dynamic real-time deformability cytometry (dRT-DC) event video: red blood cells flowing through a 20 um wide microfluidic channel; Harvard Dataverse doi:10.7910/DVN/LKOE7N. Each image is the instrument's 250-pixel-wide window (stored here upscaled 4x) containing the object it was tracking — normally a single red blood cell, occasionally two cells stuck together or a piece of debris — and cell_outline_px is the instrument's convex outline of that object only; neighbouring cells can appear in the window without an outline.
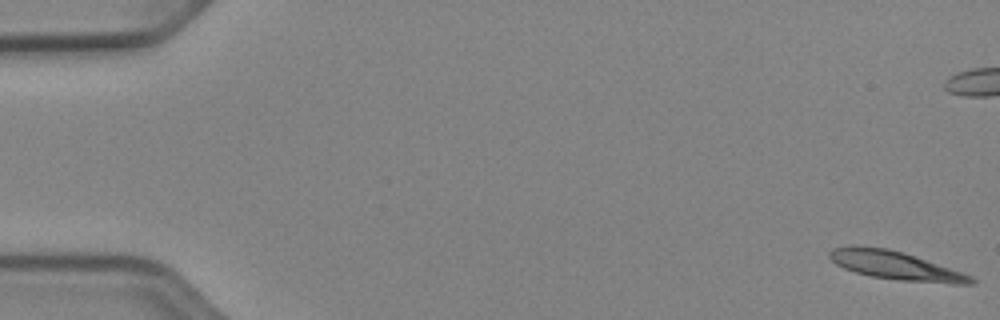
{"species": "Egyptian fruit bat (a non-hibernating species)", "species_latin": "Rousettus aegyptiacus", "temperature_condition": "cold", "stored_images_in_passage": 53, "camera_frame_rate_fps": 3000, "um_per_image_px": 0.085, "animal": {"sex": "female"}, "frame": {"image": 1, "passage_image": 1, "time_ms": 0.0, "image_size_px": [1000, 320], "cell_outline_px": [[976, 284], [952, 284], [900, 280], [872, 276], [856, 272], [844, 268], [836, 264], [828, 256], [828, 252], [832, 248], [852, 244], [888, 248], [964, 272], [972, 276], [976, 280]], "centroid_in_image_um": [76.11, 22.56], "position_along_channel_um": 8.9, "area_um2": 23.52}}
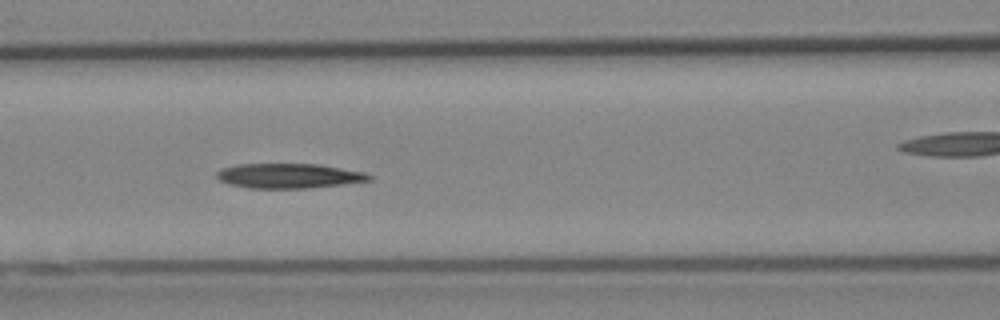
{"frame": {"image": 2, "passage_image": 23, "time_ms": 7.333, "image_size_px": [1000, 320], "cell_outline_px": [[372, 180], [312, 188], [248, 188], [228, 184], [220, 180], [216, 176], [216, 172], [220, 168], [236, 164], [320, 164], [364, 172], [372, 176]], "centroid_in_image_um": [24.52, 14.94], "position_along_channel_um": 142.1, "area_um2": 22.14}}
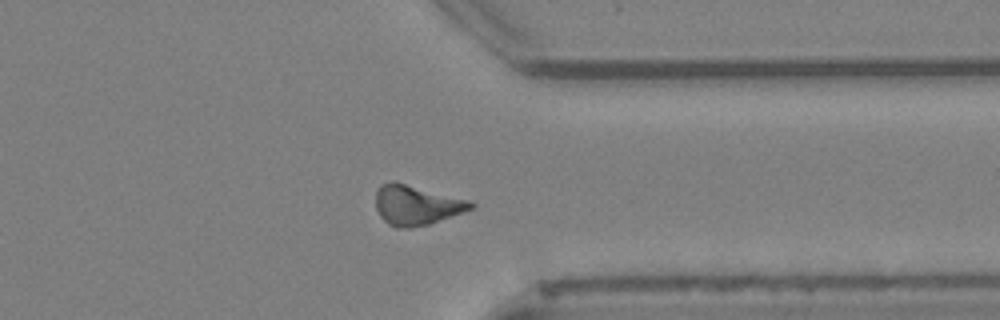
{"frame": {"image": 3, "passage_image": 41, "time_ms": 13.333, "image_size_px": [1000, 320], "cell_outline_px": [[476, 208], [428, 224], [408, 228], [396, 228], [388, 224], [380, 216], [376, 208], [376, 192], [380, 184], [392, 180], [472, 200], [476, 204]], "centroid_in_image_um": [35.42, 17.42], "position_along_channel_um": 376.0, "area_um2": 22.37}}